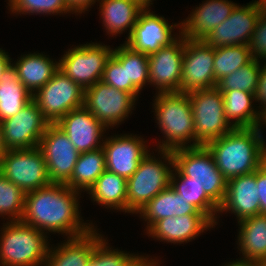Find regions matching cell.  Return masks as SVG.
<instances>
[{"instance_id":"1","label":"cell","mask_w":266,"mask_h":266,"mask_svg":"<svg viewBox=\"0 0 266 266\" xmlns=\"http://www.w3.org/2000/svg\"><path fill=\"white\" fill-rule=\"evenodd\" d=\"M79 195L80 192L61 183H50L28 192L21 221L44 234L59 233L68 235L67 239L83 236L95 226L84 223L79 212Z\"/></svg>"},{"instance_id":"2","label":"cell","mask_w":266,"mask_h":266,"mask_svg":"<svg viewBox=\"0 0 266 266\" xmlns=\"http://www.w3.org/2000/svg\"><path fill=\"white\" fill-rule=\"evenodd\" d=\"M261 128H234L206 145L227 181L255 172L265 162L266 140Z\"/></svg>"},{"instance_id":"3","label":"cell","mask_w":266,"mask_h":266,"mask_svg":"<svg viewBox=\"0 0 266 266\" xmlns=\"http://www.w3.org/2000/svg\"><path fill=\"white\" fill-rule=\"evenodd\" d=\"M153 102L154 116L165 138L162 142L158 141L157 149L173 151L199 146L196 143L194 117L188 94L156 93Z\"/></svg>"},{"instance_id":"4","label":"cell","mask_w":266,"mask_h":266,"mask_svg":"<svg viewBox=\"0 0 266 266\" xmlns=\"http://www.w3.org/2000/svg\"><path fill=\"white\" fill-rule=\"evenodd\" d=\"M0 235V266H43L49 239L39 229L20 221L3 223Z\"/></svg>"},{"instance_id":"5","label":"cell","mask_w":266,"mask_h":266,"mask_svg":"<svg viewBox=\"0 0 266 266\" xmlns=\"http://www.w3.org/2000/svg\"><path fill=\"white\" fill-rule=\"evenodd\" d=\"M151 154L147 153L137 171L127 180V213L138 214L150 200L170 186L171 169L174 168L172 151L158 149L161 156L158 158Z\"/></svg>"},{"instance_id":"6","label":"cell","mask_w":266,"mask_h":266,"mask_svg":"<svg viewBox=\"0 0 266 266\" xmlns=\"http://www.w3.org/2000/svg\"><path fill=\"white\" fill-rule=\"evenodd\" d=\"M174 167L185 177L203 187L205 193L220 207L227 180L216 167L212 153L206 146L179 148L172 151Z\"/></svg>"},{"instance_id":"7","label":"cell","mask_w":266,"mask_h":266,"mask_svg":"<svg viewBox=\"0 0 266 266\" xmlns=\"http://www.w3.org/2000/svg\"><path fill=\"white\" fill-rule=\"evenodd\" d=\"M188 96L199 146H206L234 129L226 119L223 96L216 87L193 91Z\"/></svg>"},{"instance_id":"8","label":"cell","mask_w":266,"mask_h":266,"mask_svg":"<svg viewBox=\"0 0 266 266\" xmlns=\"http://www.w3.org/2000/svg\"><path fill=\"white\" fill-rule=\"evenodd\" d=\"M113 48L101 43H86L65 51L59 59V70L86 90L101 81Z\"/></svg>"},{"instance_id":"9","label":"cell","mask_w":266,"mask_h":266,"mask_svg":"<svg viewBox=\"0 0 266 266\" xmlns=\"http://www.w3.org/2000/svg\"><path fill=\"white\" fill-rule=\"evenodd\" d=\"M0 172L25 194L51 183L47 164L39 147L7 150L0 157Z\"/></svg>"},{"instance_id":"10","label":"cell","mask_w":266,"mask_h":266,"mask_svg":"<svg viewBox=\"0 0 266 266\" xmlns=\"http://www.w3.org/2000/svg\"><path fill=\"white\" fill-rule=\"evenodd\" d=\"M136 101L131 93L102 81L84 90V106L107 130L126 120L132 114Z\"/></svg>"},{"instance_id":"11","label":"cell","mask_w":266,"mask_h":266,"mask_svg":"<svg viewBox=\"0 0 266 266\" xmlns=\"http://www.w3.org/2000/svg\"><path fill=\"white\" fill-rule=\"evenodd\" d=\"M43 116L56 123L71 110L84 105V89L58 70L34 95Z\"/></svg>"},{"instance_id":"12","label":"cell","mask_w":266,"mask_h":266,"mask_svg":"<svg viewBox=\"0 0 266 266\" xmlns=\"http://www.w3.org/2000/svg\"><path fill=\"white\" fill-rule=\"evenodd\" d=\"M214 57L215 48L204 40L185 38L180 93L216 87Z\"/></svg>"},{"instance_id":"13","label":"cell","mask_w":266,"mask_h":266,"mask_svg":"<svg viewBox=\"0 0 266 266\" xmlns=\"http://www.w3.org/2000/svg\"><path fill=\"white\" fill-rule=\"evenodd\" d=\"M7 150L30 149L39 146L40 139L50 122L31 100L14 116L0 122Z\"/></svg>"},{"instance_id":"14","label":"cell","mask_w":266,"mask_h":266,"mask_svg":"<svg viewBox=\"0 0 266 266\" xmlns=\"http://www.w3.org/2000/svg\"><path fill=\"white\" fill-rule=\"evenodd\" d=\"M38 147L47 164L50 182L66 184L80 155L68 136L55 123H50Z\"/></svg>"},{"instance_id":"15","label":"cell","mask_w":266,"mask_h":266,"mask_svg":"<svg viewBox=\"0 0 266 266\" xmlns=\"http://www.w3.org/2000/svg\"><path fill=\"white\" fill-rule=\"evenodd\" d=\"M185 37L180 34L170 45L148 55L149 84L156 93L180 92Z\"/></svg>"},{"instance_id":"16","label":"cell","mask_w":266,"mask_h":266,"mask_svg":"<svg viewBox=\"0 0 266 266\" xmlns=\"http://www.w3.org/2000/svg\"><path fill=\"white\" fill-rule=\"evenodd\" d=\"M150 11V7H145L141 11L131 36L124 41L132 50L146 55L170 45L181 34V23L171 25L163 16ZM175 27L179 28L178 35L172 33Z\"/></svg>"},{"instance_id":"17","label":"cell","mask_w":266,"mask_h":266,"mask_svg":"<svg viewBox=\"0 0 266 266\" xmlns=\"http://www.w3.org/2000/svg\"><path fill=\"white\" fill-rule=\"evenodd\" d=\"M260 14L257 0L245 6L237 4L230 16L206 36L204 41L214 48L248 45Z\"/></svg>"},{"instance_id":"18","label":"cell","mask_w":266,"mask_h":266,"mask_svg":"<svg viewBox=\"0 0 266 266\" xmlns=\"http://www.w3.org/2000/svg\"><path fill=\"white\" fill-rule=\"evenodd\" d=\"M106 170L128 180L141 160L150 152L147 141L136 134L113 135L104 138Z\"/></svg>"},{"instance_id":"19","label":"cell","mask_w":266,"mask_h":266,"mask_svg":"<svg viewBox=\"0 0 266 266\" xmlns=\"http://www.w3.org/2000/svg\"><path fill=\"white\" fill-rule=\"evenodd\" d=\"M55 124L68 136L79 153L103 147V134L107 129L84 105L71 110Z\"/></svg>"},{"instance_id":"20","label":"cell","mask_w":266,"mask_h":266,"mask_svg":"<svg viewBox=\"0 0 266 266\" xmlns=\"http://www.w3.org/2000/svg\"><path fill=\"white\" fill-rule=\"evenodd\" d=\"M237 3L228 0H206L181 21V34L191 40H204L232 13Z\"/></svg>"},{"instance_id":"21","label":"cell","mask_w":266,"mask_h":266,"mask_svg":"<svg viewBox=\"0 0 266 266\" xmlns=\"http://www.w3.org/2000/svg\"><path fill=\"white\" fill-rule=\"evenodd\" d=\"M231 212L237 221L260 214V202L256 184V171L227 181L226 195L219 213Z\"/></svg>"},{"instance_id":"22","label":"cell","mask_w":266,"mask_h":266,"mask_svg":"<svg viewBox=\"0 0 266 266\" xmlns=\"http://www.w3.org/2000/svg\"><path fill=\"white\" fill-rule=\"evenodd\" d=\"M214 227L206 215L172 216L157 221L146 234L160 242L184 244L200 236L204 230Z\"/></svg>"},{"instance_id":"23","label":"cell","mask_w":266,"mask_h":266,"mask_svg":"<svg viewBox=\"0 0 266 266\" xmlns=\"http://www.w3.org/2000/svg\"><path fill=\"white\" fill-rule=\"evenodd\" d=\"M96 229L80 237L65 239L55 248L51 245L43 266H88L95 246L104 238Z\"/></svg>"},{"instance_id":"24","label":"cell","mask_w":266,"mask_h":266,"mask_svg":"<svg viewBox=\"0 0 266 266\" xmlns=\"http://www.w3.org/2000/svg\"><path fill=\"white\" fill-rule=\"evenodd\" d=\"M146 224V232L159 220L167 217L184 215H205L179 194L171 186L162 190L150 200L139 212Z\"/></svg>"},{"instance_id":"25","label":"cell","mask_w":266,"mask_h":266,"mask_svg":"<svg viewBox=\"0 0 266 266\" xmlns=\"http://www.w3.org/2000/svg\"><path fill=\"white\" fill-rule=\"evenodd\" d=\"M102 23L108 35L115 37L128 31V37L145 6L137 0H99Z\"/></svg>"},{"instance_id":"26","label":"cell","mask_w":266,"mask_h":266,"mask_svg":"<svg viewBox=\"0 0 266 266\" xmlns=\"http://www.w3.org/2000/svg\"><path fill=\"white\" fill-rule=\"evenodd\" d=\"M48 56V57H47ZM18 72V77L25 88L34 95L59 70V62L49 55L41 53H28L21 55L12 63Z\"/></svg>"},{"instance_id":"27","label":"cell","mask_w":266,"mask_h":266,"mask_svg":"<svg viewBox=\"0 0 266 266\" xmlns=\"http://www.w3.org/2000/svg\"><path fill=\"white\" fill-rule=\"evenodd\" d=\"M237 248L243 260L266 261V214H257L238 222Z\"/></svg>"},{"instance_id":"28","label":"cell","mask_w":266,"mask_h":266,"mask_svg":"<svg viewBox=\"0 0 266 266\" xmlns=\"http://www.w3.org/2000/svg\"><path fill=\"white\" fill-rule=\"evenodd\" d=\"M221 93L226 119L234 128L261 127L262 114L253 105L255 101L253 93L240 90L221 91Z\"/></svg>"},{"instance_id":"29","label":"cell","mask_w":266,"mask_h":266,"mask_svg":"<svg viewBox=\"0 0 266 266\" xmlns=\"http://www.w3.org/2000/svg\"><path fill=\"white\" fill-rule=\"evenodd\" d=\"M87 194L101 207L127 213V180L115 173L105 170Z\"/></svg>"},{"instance_id":"30","label":"cell","mask_w":266,"mask_h":266,"mask_svg":"<svg viewBox=\"0 0 266 266\" xmlns=\"http://www.w3.org/2000/svg\"><path fill=\"white\" fill-rule=\"evenodd\" d=\"M33 95L25 88L11 64L2 74L0 81V122L17 114Z\"/></svg>"},{"instance_id":"31","label":"cell","mask_w":266,"mask_h":266,"mask_svg":"<svg viewBox=\"0 0 266 266\" xmlns=\"http://www.w3.org/2000/svg\"><path fill=\"white\" fill-rule=\"evenodd\" d=\"M112 56L122 66H126L127 93L139 98L142 88L149 84L148 55L134 51L123 43L113 50Z\"/></svg>"},{"instance_id":"32","label":"cell","mask_w":266,"mask_h":266,"mask_svg":"<svg viewBox=\"0 0 266 266\" xmlns=\"http://www.w3.org/2000/svg\"><path fill=\"white\" fill-rule=\"evenodd\" d=\"M106 170L105 151L102 148L80 153L68 187L78 192H88L97 178Z\"/></svg>"},{"instance_id":"33","label":"cell","mask_w":266,"mask_h":266,"mask_svg":"<svg viewBox=\"0 0 266 266\" xmlns=\"http://www.w3.org/2000/svg\"><path fill=\"white\" fill-rule=\"evenodd\" d=\"M172 170L171 188L181 195L187 203L205 214L214 225H217L219 206L205 193L203 187L195 182L187 181V177L183 176L175 167Z\"/></svg>"},{"instance_id":"34","label":"cell","mask_w":266,"mask_h":266,"mask_svg":"<svg viewBox=\"0 0 266 266\" xmlns=\"http://www.w3.org/2000/svg\"><path fill=\"white\" fill-rule=\"evenodd\" d=\"M251 60L252 56L248 45H229L215 48V81L218 82L221 78L248 64Z\"/></svg>"},{"instance_id":"35","label":"cell","mask_w":266,"mask_h":266,"mask_svg":"<svg viewBox=\"0 0 266 266\" xmlns=\"http://www.w3.org/2000/svg\"><path fill=\"white\" fill-rule=\"evenodd\" d=\"M260 62L252 59L248 64L221 78L216 88L219 91L240 90L255 94L262 67Z\"/></svg>"},{"instance_id":"36","label":"cell","mask_w":266,"mask_h":266,"mask_svg":"<svg viewBox=\"0 0 266 266\" xmlns=\"http://www.w3.org/2000/svg\"><path fill=\"white\" fill-rule=\"evenodd\" d=\"M25 192L0 172V216L20 221L24 213Z\"/></svg>"},{"instance_id":"37","label":"cell","mask_w":266,"mask_h":266,"mask_svg":"<svg viewBox=\"0 0 266 266\" xmlns=\"http://www.w3.org/2000/svg\"><path fill=\"white\" fill-rule=\"evenodd\" d=\"M12 14H52L61 15L72 13L65 0H8Z\"/></svg>"},{"instance_id":"38","label":"cell","mask_w":266,"mask_h":266,"mask_svg":"<svg viewBox=\"0 0 266 266\" xmlns=\"http://www.w3.org/2000/svg\"><path fill=\"white\" fill-rule=\"evenodd\" d=\"M106 240L107 238H103L95 246L88 266H132L141 257L139 254L113 249Z\"/></svg>"},{"instance_id":"39","label":"cell","mask_w":266,"mask_h":266,"mask_svg":"<svg viewBox=\"0 0 266 266\" xmlns=\"http://www.w3.org/2000/svg\"><path fill=\"white\" fill-rule=\"evenodd\" d=\"M101 81L118 90L127 92L126 66H122L113 56L107 61Z\"/></svg>"},{"instance_id":"40","label":"cell","mask_w":266,"mask_h":266,"mask_svg":"<svg viewBox=\"0 0 266 266\" xmlns=\"http://www.w3.org/2000/svg\"><path fill=\"white\" fill-rule=\"evenodd\" d=\"M252 59L266 61V16L260 14L248 44ZM260 58V59H259Z\"/></svg>"},{"instance_id":"41","label":"cell","mask_w":266,"mask_h":266,"mask_svg":"<svg viewBox=\"0 0 266 266\" xmlns=\"http://www.w3.org/2000/svg\"><path fill=\"white\" fill-rule=\"evenodd\" d=\"M256 184L260 202V213L266 214V164L263 163L256 170Z\"/></svg>"},{"instance_id":"42","label":"cell","mask_w":266,"mask_h":266,"mask_svg":"<svg viewBox=\"0 0 266 266\" xmlns=\"http://www.w3.org/2000/svg\"><path fill=\"white\" fill-rule=\"evenodd\" d=\"M254 96L255 102L260 103V106H257V108L261 110V114H264L266 112V62L263 67H261L258 85Z\"/></svg>"},{"instance_id":"43","label":"cell","mask_w":266,"mask_h":266,"mask_svg":"<svg viewBox=\"0 0 266 266\" xmlns=\"http://www.w3.org/2000/svg\"><path fill=\"white\" fill-rule=\"evenodd\" d=\"M97 1L99 0H65L70 10L76 15L89 11V7L93 6Z\"/></svg>"},{"instance_id":"44","label":"cell","mask_w":266,"mask_h":266,"mask_svg":"<svg viewBox=\"0 0 266 266\" xmlns=\"http://www.w3.org/2000/svg\"><path fill=\"white\" fill-rule=\"evenodd\" d=\"M9 56L10 55L8 54V52H5V50H2V48H0V81L4 71L12 64V58H10Z\"/></svg>"},{"instance_id":"45","label":"cell","mask_w":266,"mask_h":266,"mask_svg":"<svg viewBox=\"0 0 266 266\" xmlns=\"http://www.w3.org/2000/svg\"><path fill=\"white\" fill-rule=\"evenodd\" d=\"M155 258L152 259V257L150 258L149 255H141V257L132 266H160L159 263L161 262L159 259H157V257Z\"/></svg>"},{"instance_id":"46","label":"cell","mask_w":266,"mask_h":266,"mask_svg":"<svg viewBox=\"0 0 266 266\" xmlns=\"http://www.w3.org/2000/svg\"><path fill=\"white\" fill-rule=\"evenodd\" d=\"M223 266V265H222ZM224 266H261L260 262L257 261H250V260H243V259H236V261L225 263Z\"/></svg>"},{"instance_id":"47","label":"cell","mask_w":266,"mask_h":266,"mask_svg":"<svg viewBox=\"0 0 266 266\" xmlns=\"http://www.w3.org/2000/svg\"><path fill=\"white\" fill-rule=\"evenodd\" d=\"M7 151L6 146L4 144V140H3V131H2V127L0 124V157Z\"/></svg>"},{"instance_id":"48","label":"cell","mask_w":266,"mask_h":266,"mask_svg":"<svg viewBox=\"0 0 266 266\" xmlns=\"http://www.w3.org/2000/svg\"><path fill=\"white\" fill-rule=\"evenodd\" d=\"M262 15L266 16V0H257Z\"/></svg>"},{"instance_id":"49","label":"cell","mask_w":266,"mask_h":266,"mask_svg":"<svg viewBox=\"0 0 266 266\" xmlns=\"http://www.w3.org/2000/svg\"><path fill=\"white\" fill-rule=\"evenodd\" d=\"M137 1L142 3L145 7H149V6H151L153 4L152 3L153 0H137Z\"/></svg>"},{"instance_id":"50","label":"cell","mask_w":266,"mask_h":266,"mask_svg":"<svg viewBox=\"0 0 266 266\" xmlns=\"http://www.w3.org/2000/svg\"><path fill=\"white\" fill-rule=\"evenodd\" d=\"M265 125L266 126V112L264 114H262V123L261 126Z\"/></svg>"},{"instance_id":"51","label":"cell","mask_w":266,"mask_h":266,"mask_svg":"<svg viewBox=\"0 0 266 266\" xmlns=\"http://www.w3.org/2000/svg\"><path fill=\"white\" fill-rule=\"evenodd\" d=\"M261 266H266V261L260 263Z\"/></svg>"}]
</instances>
